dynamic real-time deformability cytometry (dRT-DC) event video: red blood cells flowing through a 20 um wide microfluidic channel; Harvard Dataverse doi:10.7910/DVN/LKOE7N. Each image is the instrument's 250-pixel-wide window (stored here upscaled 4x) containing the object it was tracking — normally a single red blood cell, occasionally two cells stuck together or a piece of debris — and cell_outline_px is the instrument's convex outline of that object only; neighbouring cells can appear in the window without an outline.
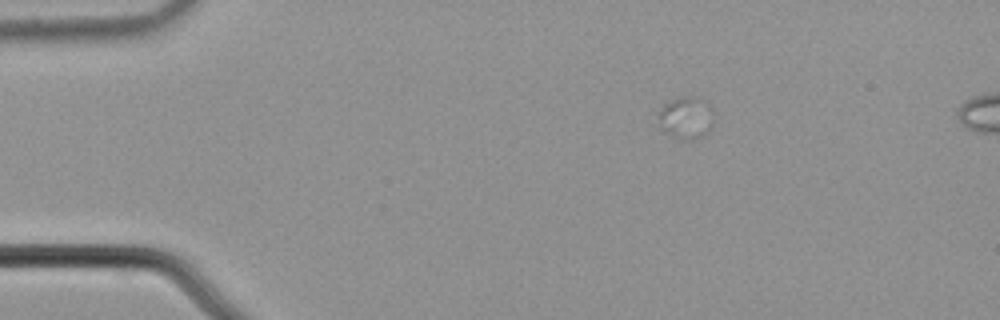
{"species": "common noctule bat (a hibernating species)", "species_latin": "Nyctalus noctula", "temperature_condition": "cold", "stored_images_in_passage": 2, "camera_frame_rate_fps": 3000, "um_per_image_px": 0.085, "animal": {"sex": "male", "body_mass_g": 21.5, "forearm_length_mm": 52.0}, "frame": {"image": 1, "passage_image": 2, "time_ms": 0.333, "image_size_px": [1000, 320], "cell_outline_px": [[712, 128], [708, 132], [700, 136], [688, 140], [680, 140], [672, 136], [660, 128], [660, 112], [664, 104], [668, 100], [680, 96], [696, 96], [712, 124]], "centroid_in_image_um": [58.19, 10.05], "position_along_channel_um": 26.8, "area_um2": 12.6}}